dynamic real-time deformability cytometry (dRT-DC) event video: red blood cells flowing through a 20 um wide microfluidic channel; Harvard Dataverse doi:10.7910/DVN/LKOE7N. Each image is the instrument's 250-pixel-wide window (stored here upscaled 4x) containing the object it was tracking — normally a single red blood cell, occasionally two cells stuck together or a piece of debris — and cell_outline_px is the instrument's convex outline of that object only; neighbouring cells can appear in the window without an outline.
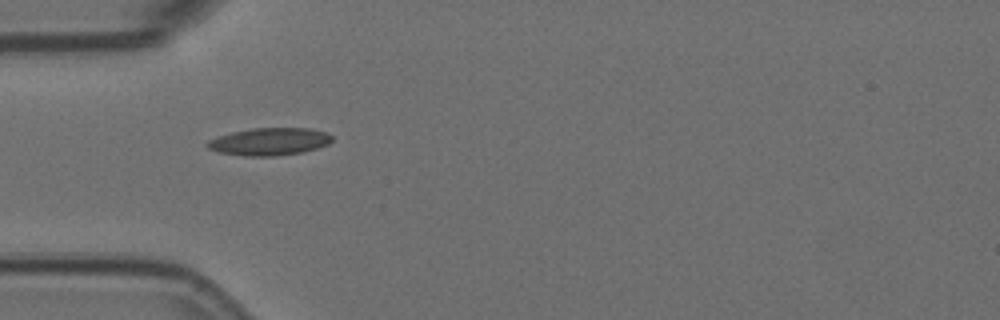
{"species": "Egyptian fruit bat (a non-hibernating species)", "species_latin": "Rousettus aegyptiacus", "temperature_condition": "room temperature", "stored_images_in_passage": 41, "camera_frame_rate_fps": 3000, "um_per_image_px": 0.085, "animal": {"sex": "female"}, "frame": {"image": 1, "passage_image": 1, "time_ms": 0.0, "image_size_px": [1000, 320], "cell_outline_px": [[332, 140], [328, 144], [304, 152], [272, 156], [244, 156], [216, 152], [208, 148], [204, 144], [208, 140], [216, 136], [232, 132], [252, 128], [308, 128], [324, 132], [332, 136]], "centroid_in_image_um": [22.84, 12.04], "position_along_channel_um": 62.2, "area_um2": 20.06}}
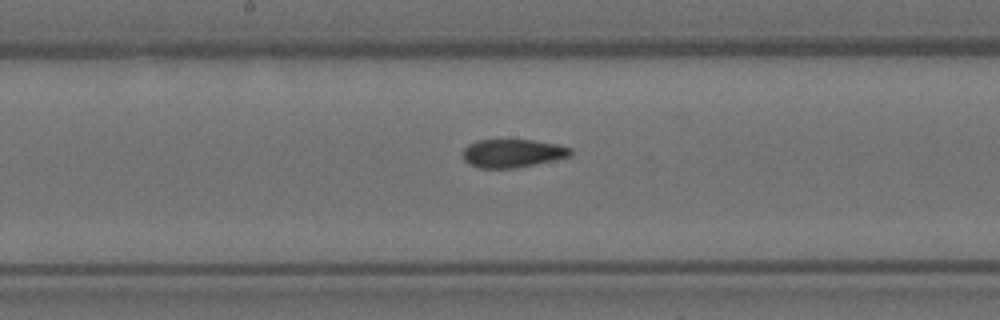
{"frame": {"image": 2, "passage_image": 13, "time_ms": 4.0, "image_size_px": [1000, 320], "cell_outline_px": [[572, 152], [568, 156], [532, 164], [512, 168], [480, 168], [468, 164], [464, 160], [464, 148], [468, 144], [476, 140], [532, 140], [556, 144], [572, 148]], "centroid_in_image_um": [43.51, 13.01], "position_along_channel_um": 204.7, "area_um2": 17.4}}
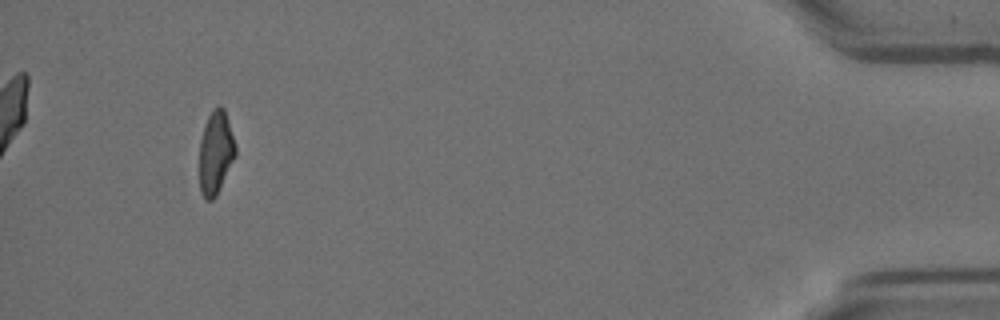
{"frame": {"image": 3, "passage_image": 37, "time_ms": 12.0, "image_size_px": [1000, 320], "cell_outline_px": [[236, 156], [216, 196], [212, 200], [204, 200], [200, 192], [200, 140], [208, 116], [212, 108], [220, 104], [224, 108], [236, 148]], "centroid_in_image_um": [18.33, 12.98], "position_along_channel_um": 416.9, "area_um2": 17.46}, "authors_computed_cell_mechanics": {"area_um2": 18.3804, "velocity_mm_per_s": 3.5711, "shape_relaxation_time_tau1_ms": 10.1165, "shape_relaxation_time_tau2_ms": 2.2145, "deformation_change_tau1": 0.2251, "deformation_change_tau2": 0.0956}}